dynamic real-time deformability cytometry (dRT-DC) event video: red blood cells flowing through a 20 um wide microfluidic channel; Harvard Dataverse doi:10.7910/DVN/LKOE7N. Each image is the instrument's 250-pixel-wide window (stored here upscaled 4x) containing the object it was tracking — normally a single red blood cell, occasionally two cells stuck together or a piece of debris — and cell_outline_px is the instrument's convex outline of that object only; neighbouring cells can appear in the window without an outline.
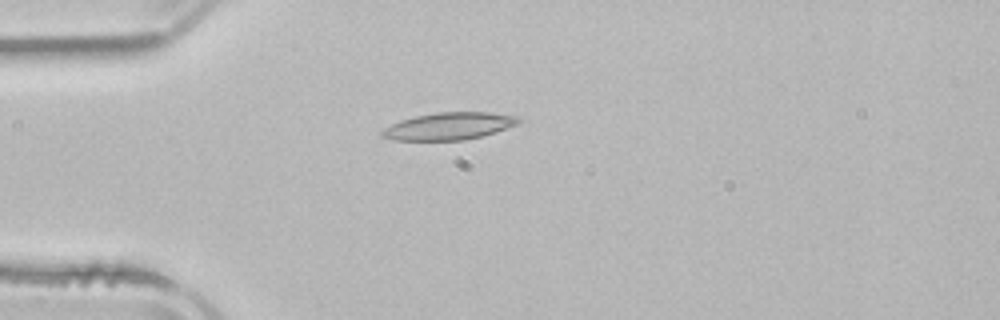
{"species": "common noctule bat (a hibernating species)", "species_latin": "Nyctalus noctula", "temperature_condition": "room temperature", "stored_images_in_passage": 1, "camera_frame_rate_fps": 3000, "um_per_image_px": 0.085, "animal": {"sex": "male", "body_mass_g": 21.5, "forearm_length_mm": 52.0}, "frame": {"image": 1, "passage_image": 1, "time_ms": 0.0, "image_size_px": [1000, 320], "cell_outline_px": [[524, 120], [516, 124], [496, 132], [464, 140], [392, 140], [380, 136], [380, 132], [384, 128], [400, 120], [416, 116], [436, 112], [488, 112], [516, 116]], "centroid_in_image_um": [38.14, 10.72], "position_along_channel_um": 46.9, "area_um2": 21.62}}